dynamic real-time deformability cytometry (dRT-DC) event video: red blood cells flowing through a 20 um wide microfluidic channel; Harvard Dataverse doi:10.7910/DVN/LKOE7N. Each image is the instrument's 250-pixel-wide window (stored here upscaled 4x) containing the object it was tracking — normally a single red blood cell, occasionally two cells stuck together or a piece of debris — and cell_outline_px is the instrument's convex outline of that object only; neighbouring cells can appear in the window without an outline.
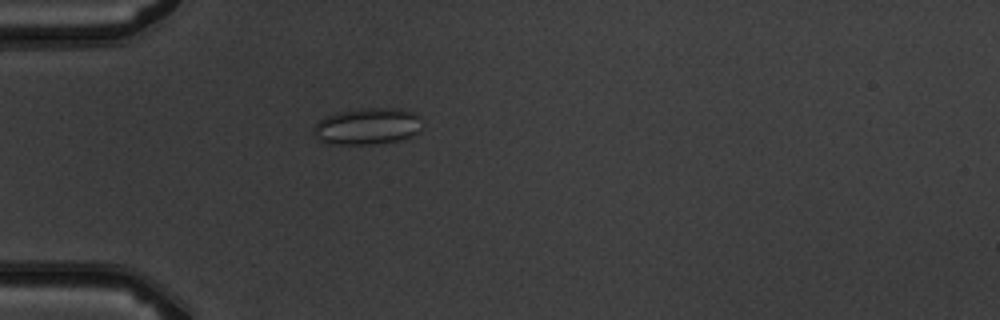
{"species": "common noctule bat (a hibernating species)", "species_latin": "Nyctalus noctula", "temperature_condition": "warm", "stored_images_in_passage": 3, "camera_frame_rate_fps": 3000, "um_per_image_px": 0.085, "animal": {"sex": "male", "body_mass_g": 19.5, "forearm_length_mm": 54.6}, "frame": {"image": 1, "passage_image": 3, "time_ms": 2.333, "image_size_px": [1000, 320], "cell_outline_px": [[420, 132], [404, 140], [376, 144], [324, 144], [312, 132], [312, 128], [320, 120], [336, 112], [356, 108], [400, 108], [416, 112], [420, 116]], "centroid_in_image_um": [31.26, 10.73], "position_along_channel_um": 53.7, "area_um2": 23.7}}